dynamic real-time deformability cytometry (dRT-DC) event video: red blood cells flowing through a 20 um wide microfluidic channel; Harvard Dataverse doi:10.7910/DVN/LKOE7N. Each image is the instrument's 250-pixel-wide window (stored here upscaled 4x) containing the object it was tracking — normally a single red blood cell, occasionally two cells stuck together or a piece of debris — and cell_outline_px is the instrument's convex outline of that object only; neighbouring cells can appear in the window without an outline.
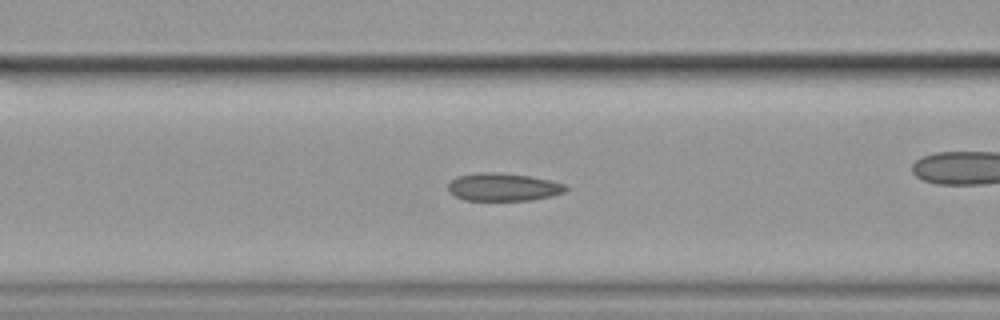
{"species": "common noctule bat (a hibernating species)", "species_latin": "Nyctalus noctula", "temperature_condition": "cold", "stored_images_in_passage": 40, "camera_frame_rate_fps": 3000, "um_per_image_px": 0.085, "animal": {"sex": "female", "body_mass_g": 19.9}, "frame": {"image": 1, "passage_image": 5, "time_ms": 1.333, "image_size_px": [1000, 320], "cell_outline_px": [[568, 188], [564, 192], [552, 196], [532, 200], [464, 200], [448, 192], [448, 184], [456, 176], [480, 172], [500, 172], [528, 176], [548, 180], [564, 184]], "centroid_in_image_um": [42.74, 15.9], "position_along_channel_um": 123.9, "area_um2": 19.07}}
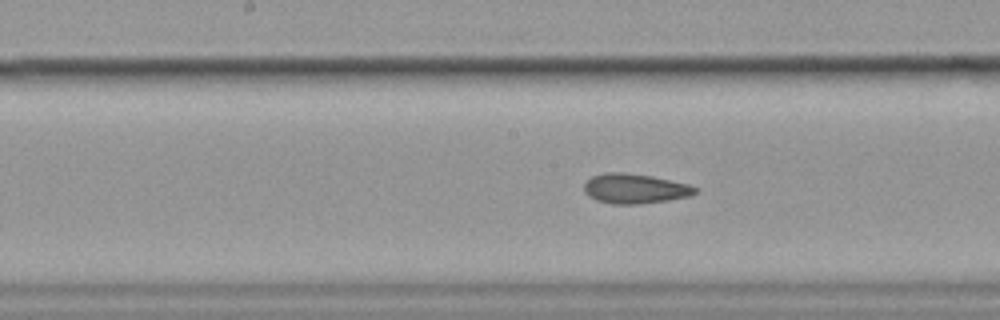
{"frame": {"image": 2, "passage_image": 11, "time_ms": 3.333, "image_size_px": [1000, 320], "cell_outline_px": [[700, 188], [692, 196], [668, 200], [640, 204], [612, 204], [596, 200], [588, 196], [584, 192], [584, 184], [592, 176], [604, 172], [624, 172], [652, 176], [688, 184]], "centroid_in_image_um": [53.97, 16.03], "position_along_channel_um": 194.2, "area_um2": 19.48}}
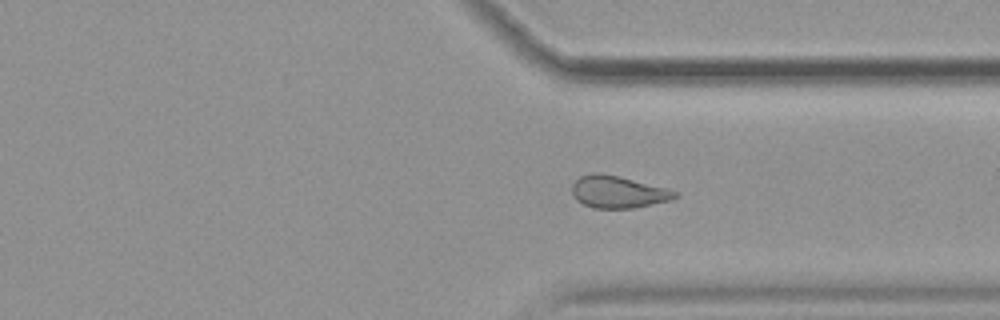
{"frame": {"image": 3, "passage_image": 25, "time_ms": 8.0, "image_size_px": [1000, 320], "cell_outline_px": [[680, 196], [672, 200], [636, 208], [592, 208], [576, 200], [572, 192], [572, 184], [580, 176], [592, 172], [596, 172], [616, 176], [668, 188], [680, 192]], "centroid_in_image_um": [52.58, 16.33], "position_along_channel_um": 358.8, "area_um2": 19.42}}